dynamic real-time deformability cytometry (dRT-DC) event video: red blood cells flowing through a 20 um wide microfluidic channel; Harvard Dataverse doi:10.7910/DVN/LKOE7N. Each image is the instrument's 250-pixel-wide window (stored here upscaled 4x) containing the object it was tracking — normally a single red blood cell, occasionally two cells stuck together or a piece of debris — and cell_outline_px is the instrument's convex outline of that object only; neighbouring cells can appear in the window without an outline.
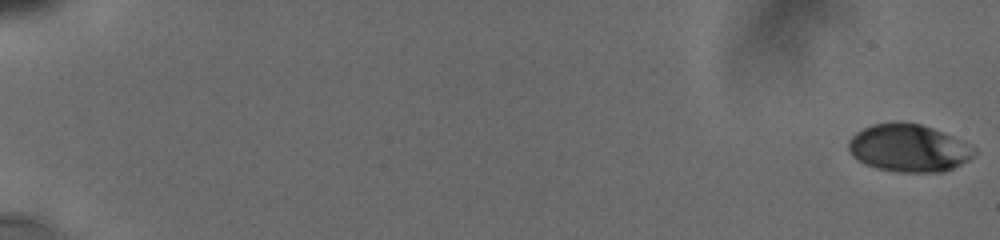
{"species": "human", "species_latin": "Homo sapiens", "temperature_condition": "cold", "stored_images_in_passage": 54, "camera_frame_rate_fps": 3000, "um_per_image_px": 0.085, "donor": {"sex": "male"}, "frame": {"image": 1, "passage_image": 1, "time_ms": 0.0, "image_size_px": [1000, 240], "cell_outline_px": [[976, 156], [944, 172], [896, 172], [876, 168], [864, 164], [852, 156], [848, 152], [848, 140], [856, 132], [872, 124], [896, 120], [900, 120], [920, 124], [944, 132], [976, 148]], "centroid_in_image_um": [77.21, 12.57], "position_along_channel_um": 7.8, "area_um2": 35.37}}
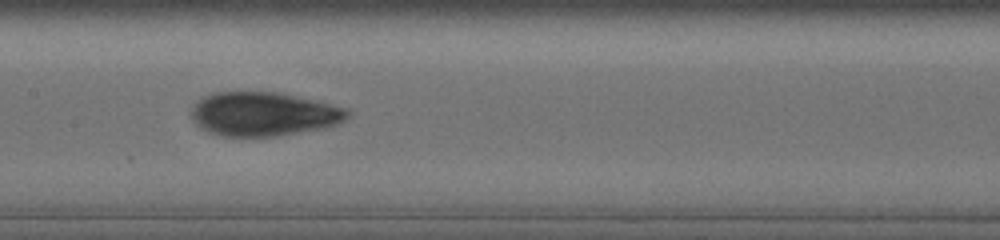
{"frame": {"image": 2, "passage_image": 29, "time_ms": 10.333, "image_size_px": [1000, 240], "cell_outline_px": [[352, 112], [340, 124], [324, 128], [276, 136], [220, 136], [208, 132], [200, 128], [192, 120], [192, 108], [204, 96], [216, 92], [276, 92], [348, 108]], "centroid_in_image_um": [22.42, 9.7], "position_along_channel_um": 185.0, "area_um2": 39.82}}
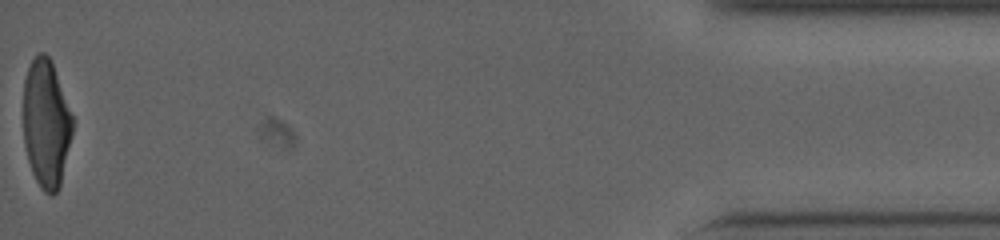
{"frame": {"image": 3, "passage_image": 54, "time_ms": 19.0, "image_size_px": [1000, 240], "cell_outline_px": [[72, 136], [60, 188], [52, 196], [44, 192], [40, 188], [32, 172], [28, 160], [24, 144], [24, 80], [28, 68], [32, 60], [40, 52], [44, 52], [52, 60], [72, 116]], "centroid_in_image_um": [3.93, 10.53], "position_along_channel_um": 431.3, "area_um2": 36.76}, "authors_computed_cell_mechanics": {"area_um2": 37.8879, "velocity_mm_per_s": 3.7686, "shape_relaxation_time_tau1_ms": 5.6464, "shape_relaxation_time_tau2_ms": 1.2835, "deformation_change_tau1": 0.1795, "deformation_change_tau2": 0.0641}}